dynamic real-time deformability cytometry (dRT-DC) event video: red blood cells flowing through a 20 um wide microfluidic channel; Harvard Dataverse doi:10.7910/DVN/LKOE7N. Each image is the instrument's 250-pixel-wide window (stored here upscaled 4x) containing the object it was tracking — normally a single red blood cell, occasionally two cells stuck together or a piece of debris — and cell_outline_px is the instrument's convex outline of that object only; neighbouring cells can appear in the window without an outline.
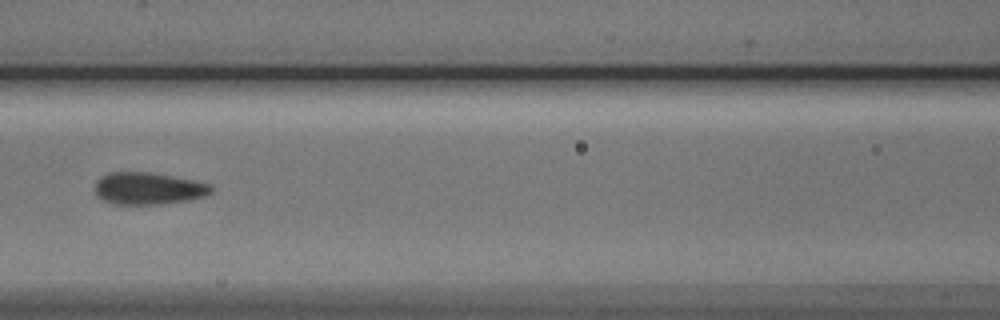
{"species": "Egyptian fruit bat (a non-hibernating species)", "species_latin": "Rousettus aegyptiacus", "temperature_condition": "cold", "stored_images_in_passage": 6, "camera_frame_rate_fps": 3000, "um_per_image_px": 0.085, "animal": {"sex": "male"}, "frame": {"image": 1, "passage_image": 6, "time_ms": 5.667, "image_size_px": [1000, 320], "cell_outline_px": [[212, 192], [204, 196], [188, 200], [160, 204], [112, 204], [96, 196], [96, 180], [112, 172], [148, 172], [172, 176], [212, 184]], "centroid_in_image_um": [12.61, 16.02], "position_along_channel_um": 154.0, "area_um2": 21.56}}